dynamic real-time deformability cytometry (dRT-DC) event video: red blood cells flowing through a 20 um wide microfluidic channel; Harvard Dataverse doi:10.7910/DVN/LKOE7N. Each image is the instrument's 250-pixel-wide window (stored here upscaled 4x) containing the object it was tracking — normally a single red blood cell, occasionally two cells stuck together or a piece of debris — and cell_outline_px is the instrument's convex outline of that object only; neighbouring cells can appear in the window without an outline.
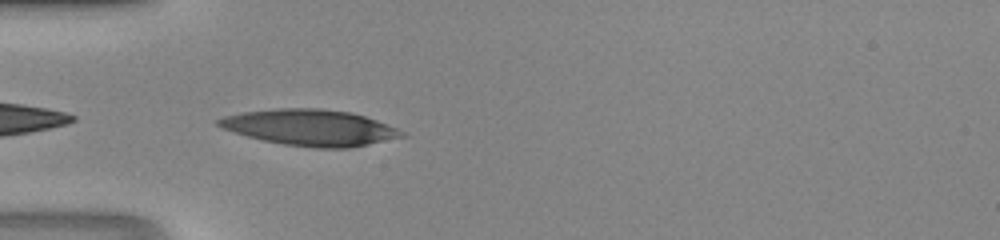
{"species": "human", "species_latin": "Homo sapiens", "temperature_condition": "room temperature", "stored_images_in_passage": 28, "camera_frame_rate_fps": 3000, "um_per_image_px": 0.085, "donor": {"sex": "male"}, "frame": {"image": 1, "passage_image": 1, "time_ms": 0.0, "image_size_px": [1000, 240], "cell_outline_px": [[408, 136], [348, 148], [316, 148], [284, 144], [264, 140], [248, 136], [224, 128], [216, 124], [216, 120], [224, 116], [244, 112], [276, 108], [320, 108], [352, 112], [376, 120], [396, 128], [404, 132]], "centroid_in_image_um": [26.4, 10.84], "position_along_channel_um": 58.6, "area_um2": 38.26}}